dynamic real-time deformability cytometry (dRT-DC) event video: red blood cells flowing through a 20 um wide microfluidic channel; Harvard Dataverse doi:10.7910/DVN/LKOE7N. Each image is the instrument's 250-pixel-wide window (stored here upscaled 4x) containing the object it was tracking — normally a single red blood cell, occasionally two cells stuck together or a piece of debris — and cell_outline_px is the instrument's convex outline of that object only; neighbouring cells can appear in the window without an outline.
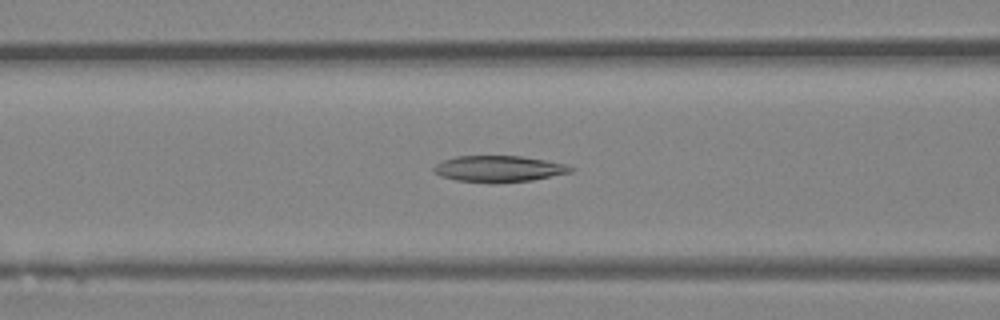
{"species": "Egyptian fruit bat (a non-hibernating species)", "species_latin": "Rousettus aegyptiacus", "temperature_condition": "room temperature", "stored_images_in_passage": 45, "camera_frame_rate_fps": 3000, "um_per_image_px": 0.085, "animal": {"sex": "female"}, "frame": {"image": 1, "passage_image": 18, "time_ms": 5.667, "image_size_px": [1000, 320], "cell_outline_px": [[576, 168], [572, 172], [532, 180], [496, 184], [492, 184], [456, 180], [440, 176], [432, 172], [432, 168], [436, 164], [444, 160], [456, 156], [520, 156], [544, 160], [564, 164]], "centroid_in_image_um": [42.37, 14.37], "position_along_channel_um": 124.2, "area_um2": 21.21}}
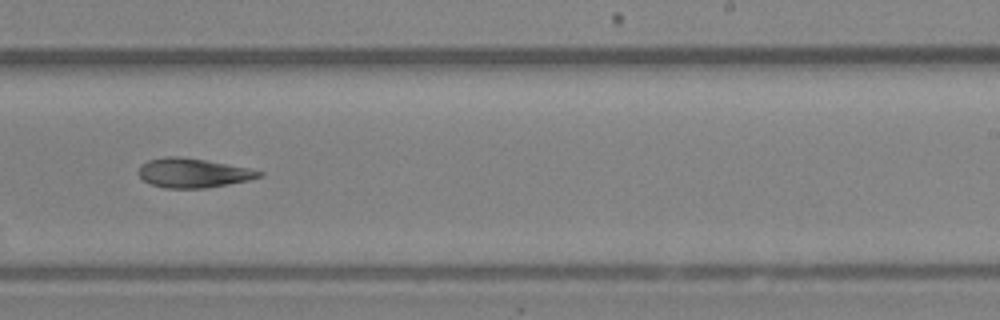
{"frame": {"image": 2, "passage_image": 28, "time_ms": 9.0, "image_size_px": [1000, 320], "cell_outline_px": [[264, 176], [248, 180], [228, 184], [204, 188], [164, 188], [152, 184], [144, 180], [140, 176], [140, 168], [148, 160], [164, 156], [180, 156], [204, 160], [248, 168], [264, 172]], "centroid_in_image_um": [16.44, 14.7], "position_along_channel_um": 272.6, "area_um2": 20.29}}
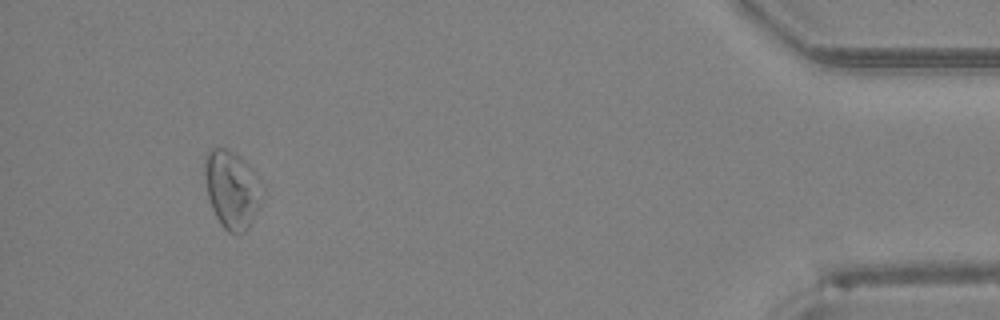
{"frame": {"image": 3, "passage_image": 42, "time_ms": 13.667, "image_size_px": [1000, 320], "cell_outline_px": [[264, 192], [260, 204], [248, 228], [244, 232], [236, 236], [228, 232], [220, 224], [212, 208], [208, 196], [204, 176], [204, 156], [208, 148], [224, 148], [232, 152], [248, 164], [264, 184]], "centroid_in_image_um": [19.72, 16.11], "position_along_channel_um": 415.5, "area_um2": 26.47}}